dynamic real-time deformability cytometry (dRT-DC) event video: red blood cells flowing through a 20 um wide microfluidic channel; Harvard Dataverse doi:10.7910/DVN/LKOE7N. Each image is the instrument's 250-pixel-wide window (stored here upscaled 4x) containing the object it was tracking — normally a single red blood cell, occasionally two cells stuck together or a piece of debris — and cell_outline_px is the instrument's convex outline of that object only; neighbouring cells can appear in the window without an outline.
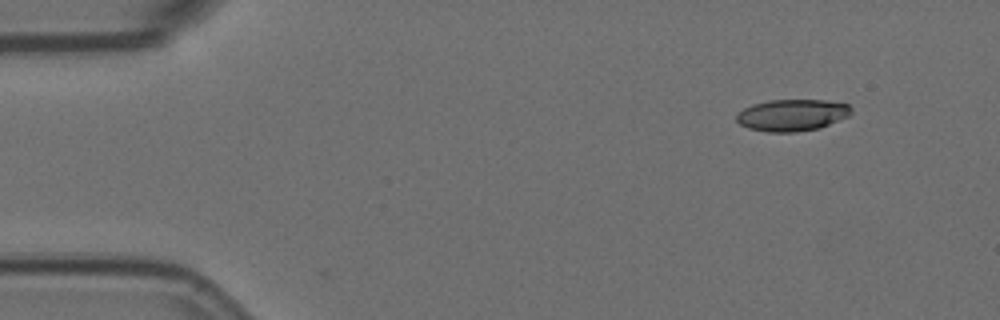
{"species": "Egyptian fruit bat (a non-hibernating species)", "species_latin": "Rousettus aegyptiacus", "temperature_condition": "room temperature", "stored_images_in_passage": 2, "camera_frame_rate_fps": 3000, "um_per_image_px": 0.085, "animal": {"sex": "female"}, "frame": {"image": 1, "passage_image": 2, "time_ms": 0.333, "image_size_px": [1000, 320], "cell_outline_px": [[852, 112], [848, 116], [820, 128], [796, 132], [768, 132], [748, 128], [740, 124], [736, 120], [736, 112], [752, 104], [768, 100], [828, 100], [848, 104], [852, 108]], "centroid_in_image_um": [67.31, 9.78], "position_along_channel_um": 17.7, "area_um2": 21.39}}